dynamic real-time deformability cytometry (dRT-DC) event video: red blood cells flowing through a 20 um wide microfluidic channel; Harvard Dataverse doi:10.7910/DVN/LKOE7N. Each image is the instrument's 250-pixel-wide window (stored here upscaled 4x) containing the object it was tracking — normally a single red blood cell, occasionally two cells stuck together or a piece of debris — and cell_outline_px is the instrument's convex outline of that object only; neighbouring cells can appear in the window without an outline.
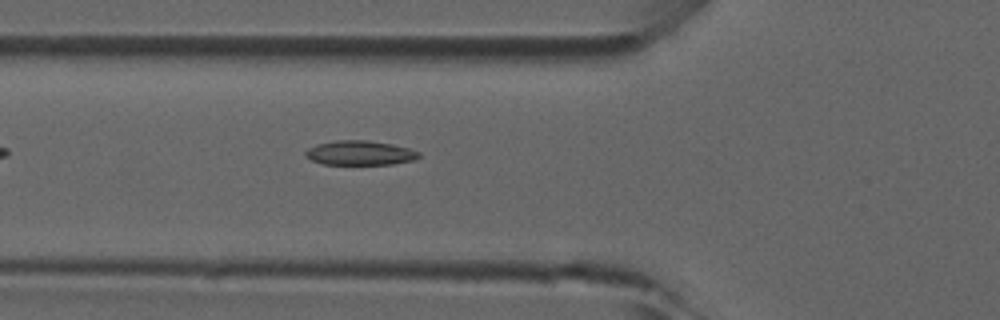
{"species": "common noctule bat (a hibernating species)", "species_latin": "Nyctalus noctula", "temperature_condition": "room temperature", "stored_images_in_passage": 37, "camera_frame_rate_fps": 3000, "um_per_image_px": 0.085, "animal": {"sex": "male", "forearm_length_mm": 52.5}, "frame": {"image": 1, "passage_image": 6, "time_ms": 1.667, "image_size_px": [1000, 320], "cell_outline_px": [[420, 156], [416, 160], [392, 164], [324, 164], [312, 160], [304, 156], [304, 152], [308, 148], [316, 144], [336, 140], [368, 140], [392, 144], [408, 148], [420, 152]], "centroid_in_image_um": [30.59, 12.99], "position_along_channel_um": 95.2, "area_um2": 16.24}}